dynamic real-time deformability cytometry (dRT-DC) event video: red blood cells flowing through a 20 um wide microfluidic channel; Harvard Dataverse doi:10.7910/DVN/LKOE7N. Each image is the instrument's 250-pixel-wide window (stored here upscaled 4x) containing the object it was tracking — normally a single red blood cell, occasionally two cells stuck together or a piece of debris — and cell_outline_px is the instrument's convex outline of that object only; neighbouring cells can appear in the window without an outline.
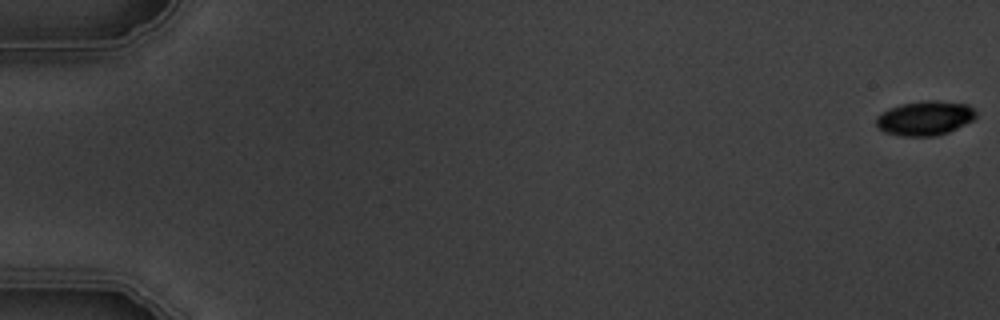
{"species": "common noctule bat (a hibernating species)", "species_latin": "Nyctalus noctula", "temperature_condition": "warm", "stored_images_in_passage": 5, "camera_frame_rate_fps": 3000, "um_per_image_px": 0.085, "animal": {"sex": "male", "body_mass_g": 19.5, "forearm_length_mm": 54.6}, "frame": {"image": 1, "passage_image": 1, "time_ms": 0.0, "image_size_px": [1000, 320], "cell_outline_px": [[976, 116], [972, 120], [948, 132], [936, 136], [900, 136], [884, 132], [876, 124], [876, 116], [888, 108], [900, 104], [928, 100], [936, 100], [968, 104], [976, 112]], "centroid_in_image_um": [78.6, 10.04], "position_along_channel_um": 6.4, "area_um2": 20.0}}
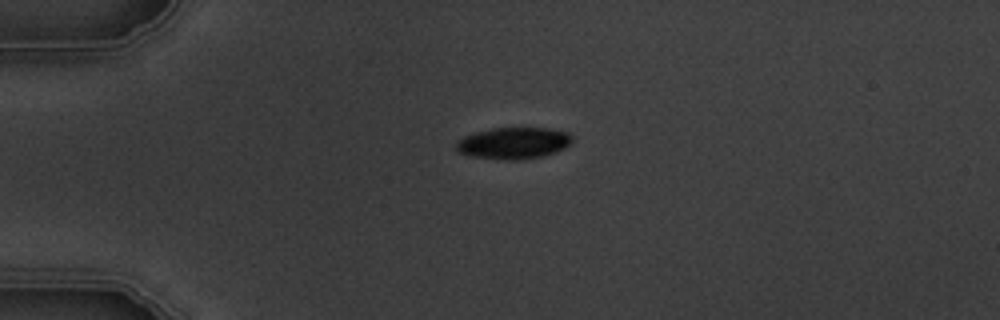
{"frame": {"image": 2, "passage_image": 5, "time_ms": 4.667, "image_size_px": [1000, 320], "cell_outline_px": [[572, 144], [556, 152], [544, 156], [520, 160], [504, 160], [472, 156], [460, 152], [456, 148], [456, 140], [464, 136], [476, 132], [492, 128], [548, 128], [568, 132], [572, 136]], "centroid_in_image_um": [43.68, 12.16], "position_along_channel_um": 41.3, "area_um2": 21.5}}